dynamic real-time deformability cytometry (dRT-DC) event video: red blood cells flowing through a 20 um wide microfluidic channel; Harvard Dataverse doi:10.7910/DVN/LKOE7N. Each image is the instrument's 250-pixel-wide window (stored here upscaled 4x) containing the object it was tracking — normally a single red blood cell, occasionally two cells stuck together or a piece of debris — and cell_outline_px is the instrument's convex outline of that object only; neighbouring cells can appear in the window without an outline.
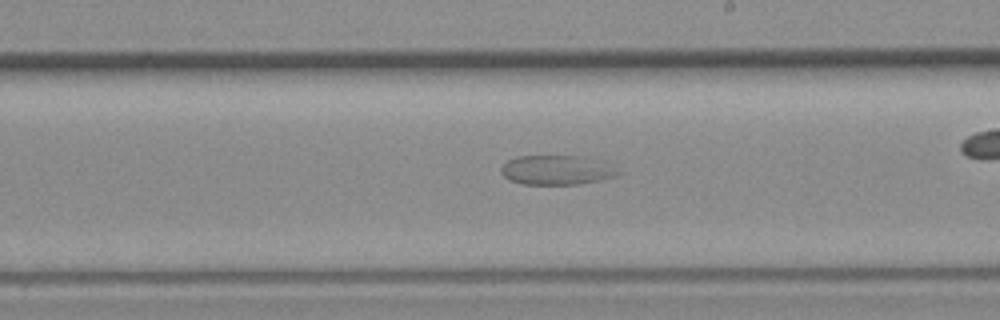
{"species": "common noctule bat (a hibernating species)", "species_latin": "Nyctalus noctula", "temperature_condition": "room temperature", "stored_images_in_passage": 42, "camera_frame_rate_fps": 3000, "um_per_image_px": 0.085, "animal": {"sex": "female", "body_mass_g": 19.3, "forearm_length_mm": 54.1}, "frame": {"image": 1, "passage_image": 23, "time_ms": 7.333, "image_size_px": [1000, 320], "cell_outline_px": [[624, 172], [616, 176], [600, 180], [580, 184], [520, 184], [508, 180], [500, 172], [500, 168], [508, 160], [516, 156], [576, 156]], "centroid_in_image_um": [47.19, 14.48], "position_along_channel_um": 241.8, "area_um2": 19.54}}
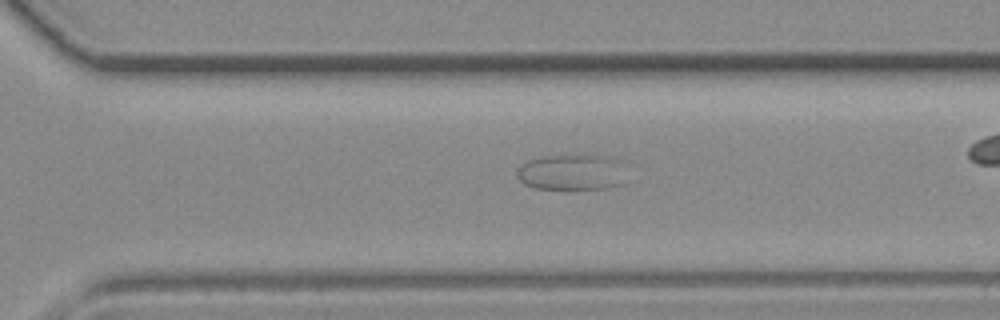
{"frame": {"image": 2, "passage_image": 28, "time_ms": 9.0, "image_size_px": [1000, 320], "cell_outline_px": [[624, 184], [608, 188], [576, 192], [564, 192], [536, 188], [524, 184], [516, 176], [516, 172], [520, 164], [528, 160], [548, 156], [608, 156], [624, 160]], "centroid_in_image_um": [48.64, 14.71], "position_along_channel_um": 322.0, "area_um2": 24.1}}
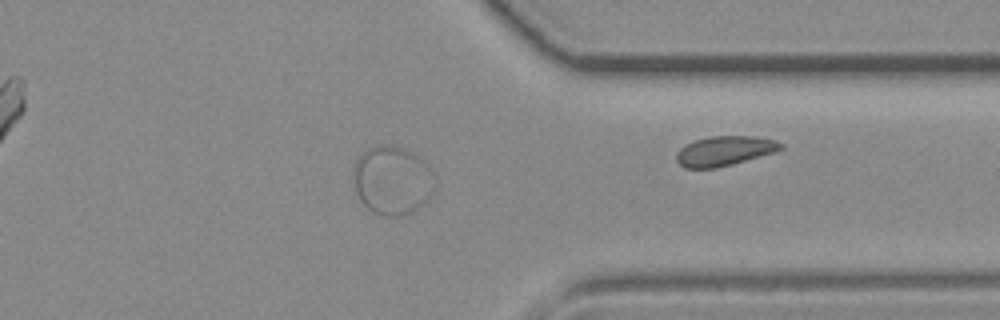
{"frame": {"image": 3, "passage_image": 32, "time_ms": 10.333, "image_size_px": [1000, 320], "cell_outline_px": [[436, 180], [432, 192], [428, 200], [420, 208], [412, 212], [396, 216], [384, 216], [372, 212], [360, 200], [356, 192], [352, 176], [356, 160], [368, 148], [388, 144], [392, 144], [404, 148], [412, 152], [424, 160], [432, 168], [436, 176]], "centroid_in_image_um": [33.38, 15.33], "position_along_channel_um": 378.0, "area_um2": 33.06}}